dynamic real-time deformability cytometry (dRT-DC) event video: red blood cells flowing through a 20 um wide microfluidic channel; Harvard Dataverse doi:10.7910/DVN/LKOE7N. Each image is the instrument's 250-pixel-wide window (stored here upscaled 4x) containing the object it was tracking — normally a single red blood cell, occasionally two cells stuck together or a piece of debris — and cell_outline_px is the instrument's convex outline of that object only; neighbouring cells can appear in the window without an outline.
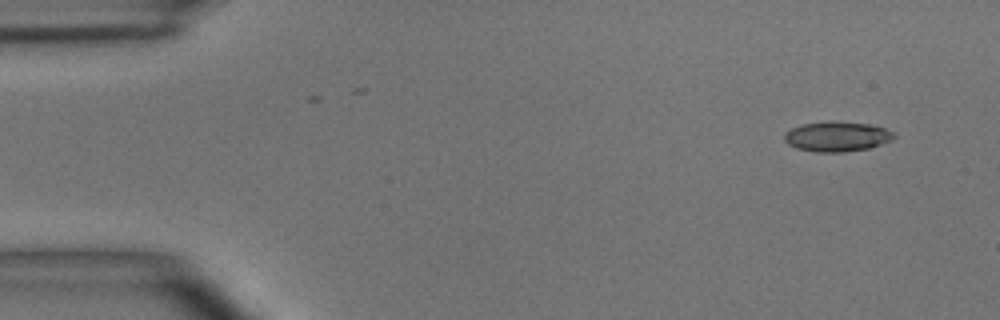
{"species": "common noctule bat (a hibernating species)", "species_latin": "Nyctalus noctula", "temperature_condition": "room temperature", "stored_images_in_passage": 2, "camera_frame_rate_fps": 3000, "um_per_image_px": 0.085, "animal": {"sex": "male", "body_mass_g": 15.6}, "frame": {"image": 1, "passage_image": 2, "time_ms": 1.333, "image_size_px": [1000, 320], "cell_outline_px": [[896, 136], [892, 140], [868, 148], [844, 152], [816, 152], [796, 148], [788, 144], [784, 140], [784, 132], [792, 128], [804, 124], [868, 124], [884, 128], [896, 132]], "centroid_in_image_um": [71.15, 11.66], "position_along_channel_um": 13.8, "area_um2": 18.32}}